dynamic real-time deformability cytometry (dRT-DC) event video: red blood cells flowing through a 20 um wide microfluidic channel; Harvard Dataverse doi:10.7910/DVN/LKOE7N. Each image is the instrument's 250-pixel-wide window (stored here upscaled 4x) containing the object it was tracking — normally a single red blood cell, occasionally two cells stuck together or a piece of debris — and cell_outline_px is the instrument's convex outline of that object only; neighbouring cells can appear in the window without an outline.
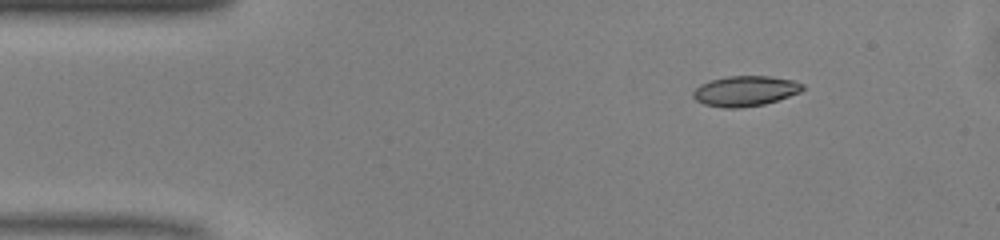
{"species": "common noctule bat (a hibernating species)", "species_latin": "Nyctalus noctula", "temperature_condition": "warm", "stored_images_in_passage": 44, "camera_frame_rate_fps": 3000, "um_per_image_px": 0.085, "animal": {"sex": "male", "body_mass_g": 13.0, "forearm_length_mm": 53.1}, "frame": {"image": 1, "passage_image": 1, "time_ms": 0.0, "image_size_px": [1000, 240], "cell_outline_px": [[804, 88], [800, 92], [764, 104], [740, 108], [724, 108], [704, 104], [696, 100], [692, 96], [692, 92], [700, 84], [712, 80], [728, 76], [772, 76], [792, 80], [804, 84]], "centroid_in_image_um": [63.33, 7.73], "position_along_channel_um": 21.7, "area_um2": 19.25}}
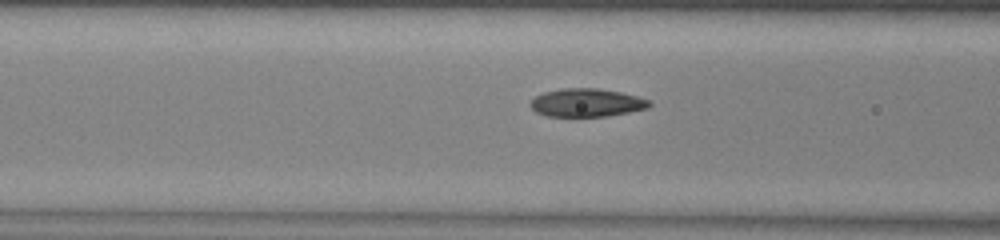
{"frame": {"image": 2, "passage_image": 13, "time_ms": 4.0, "image_size_px": [1000, 240], "cell_outline_px": [[652, 104], [648, 108], [608, 116], [548, 116], [536, 112], [528, 104], [536, 96], [544, 92], [560, 88], [596, 88], [620, 92], [636, 96], [648, 100]], "centroid_in_image_um": [49.84, 8.72], "position_along_channel_um": 116.8, "area_um2": 19.42}}
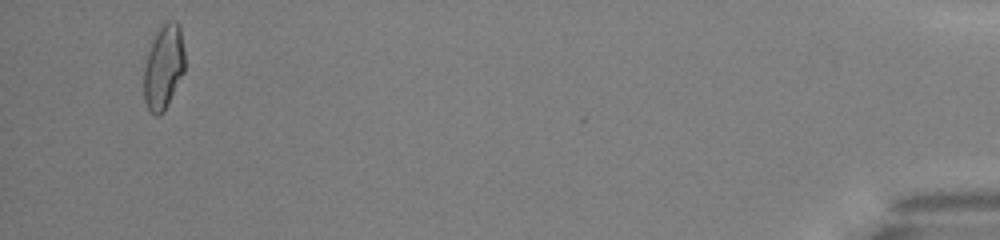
{"frame": {"image": 3, "passage_image": 42, "time_ms": 13.667, "image_size_px": [1000, 240], "cell_outline_px": [[184, 72], [164, 112], [160, 116], [156, 116], [148, 108], [144, 100], [144, 68], [148, 52], [156, 28], [164, 20], [176, 20], [180, 24], [184, 52]], "centroid_in_image_um": [13.91, 5.63], "position_along_channel_um": 421.3, "area_um2": 20.52}, "authors_computed_cell_mechanics": {"area_um2": 19.5364, "velocity_mm_per_s": 4.0892, "shape_relaxation_time_tau1_ms": 4.227, "shape_relaxation_time_tau2_ms": 2.031, "deformation_change_tau1": 0.1474, "deformation_change_tau2": 0.0655}}